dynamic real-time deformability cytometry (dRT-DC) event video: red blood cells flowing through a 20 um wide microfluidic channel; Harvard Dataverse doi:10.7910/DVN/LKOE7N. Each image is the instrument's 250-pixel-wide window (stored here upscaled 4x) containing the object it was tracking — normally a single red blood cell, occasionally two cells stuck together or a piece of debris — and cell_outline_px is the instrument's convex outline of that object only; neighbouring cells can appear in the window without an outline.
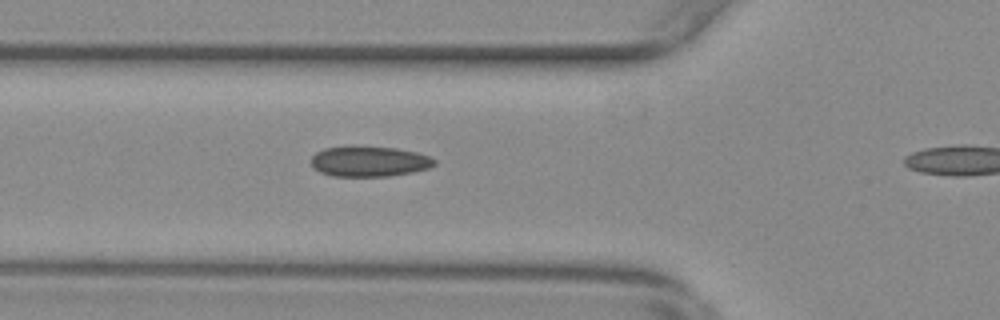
{"species": "common noctule bat (a hibernating species)", "species_latin": "Nyctalus noctula", "temperature_condition": "warm", "stored_images_in_passage": 9, "camera_frame_rate_fps": 3000, "um_per_image_px": 0.085, "animal": {"sex": "female", "body_mass_g": 29.2, "forearm_length_mm": 56.3}, "frame": {"image": 1, "passage_image": 8, "time_ms": 2.333, "image_size_px": [1000, 320], "cell_outline_px": [[436, 164], [428, 168], [412, 172], [388, 176], [332, 176], [320, 172], [312, 164], [312, 156], [316, 152], [324, 148], [396, 148], [416, 152], [428, 156], [436, 160]], "centroid_in_image_um": [31.42, 13.75], "position_along_channel_um": 94.4, "area_um2": 21.15}}